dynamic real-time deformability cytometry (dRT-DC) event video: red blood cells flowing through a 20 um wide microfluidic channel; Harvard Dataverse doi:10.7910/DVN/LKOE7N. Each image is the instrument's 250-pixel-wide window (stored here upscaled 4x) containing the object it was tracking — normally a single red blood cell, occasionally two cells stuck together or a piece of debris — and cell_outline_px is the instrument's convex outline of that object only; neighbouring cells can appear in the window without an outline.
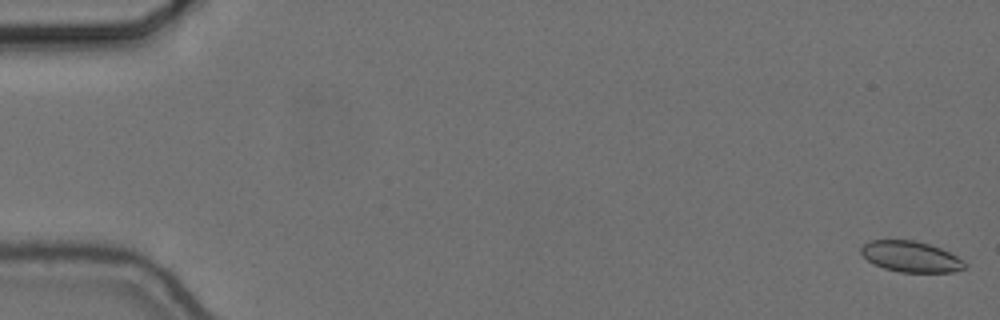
{"species": "common noctule bat (a hibernating species)", "species_latin": "Nyctalus noctula", "temperature_condition": "cold", "stored_images_in_passage": 16, "camera_frame_rate_fps": 3000, "um_per_image_px": 0.085, "animal": {"sex": "female", "body_mass_g": 24.6, "forearm_length_mm": 56.2}, "frame": {"image": 1, "passage_image": 1, "time_ms": 0.0, "image_size_px": [1000, 320], "cell_outline_px": [[968, 264], [964, 268], [952, 272], [900, 272], [884, 268], [868, 260], [860, 252], [860, 248], [868, 240], [912, 240], [928, 244], [940, 248], [964, 260]], "centroid_in_image_um": [77.42, 21.81], "position_along_channel_um": 7.6, "area_um2": 18.5}}
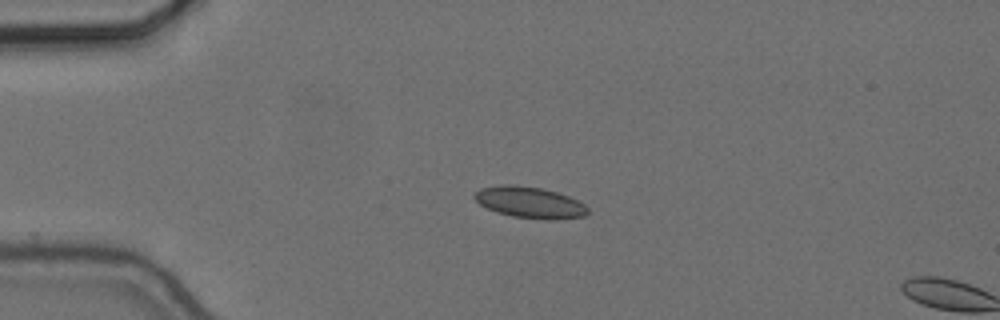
{"frame": {"image": 2, "passage_image": 14, "time_ms": 4.333, "image_size_px": [1000, 320], "cell_outline_px": [[588, 212], [584, 216], [556, 220], [548, 220], [512, 216], [496, 212], [480, 204], [472, 196], [480, 188], [500, 184], [508, 184], [540, 188], [556, 192], [568, 196], [584, 204], [588, 208]], "centroid_in_image_um": [45.01, 17.21], "position_along_channel_um": 40.0, "area_um2": 20.58}}